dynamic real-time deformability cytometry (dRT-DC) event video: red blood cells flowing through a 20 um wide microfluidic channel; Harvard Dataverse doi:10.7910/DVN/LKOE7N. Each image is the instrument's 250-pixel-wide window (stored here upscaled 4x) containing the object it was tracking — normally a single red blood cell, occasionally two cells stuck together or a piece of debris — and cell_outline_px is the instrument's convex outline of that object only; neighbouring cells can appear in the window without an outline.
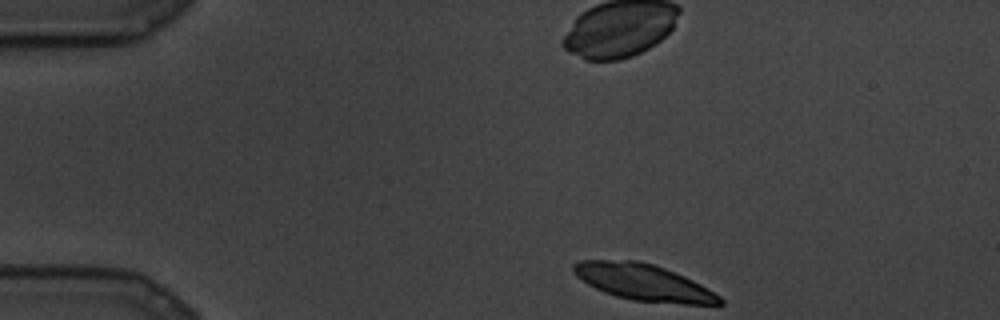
{"species": "common noctule bat (a hibernating species)", "species_latin": "Nyctalus noctula", "temperature_condition": "cold", "stored_images_in_passage": 76, "camera_frame_rate_fps": 3000, "um_per_image_px": 0.085, "animal": {"sex": "male", "body_mass_g": 19.5, "forearm_length_mm": 54.6}, "frame": {"image": 1, "passage_image": 1, "time_ms": 0.0, "image_size_px": [1000, 320], "cell_outline_px": [[724, 304], [684, 304], [632, 300], [616, 296], [604, 292], [588, 284], [576, 276], [572, 272], [572, 264], [580, 260], [640, 260], [664, 268], [684, 276], [700, 284], [720, 296], [724, 300]], "centroid_in_image_um": [54.67, 23.99], "position_along_channel_um": 30.3, "area_um2": 30.92}}